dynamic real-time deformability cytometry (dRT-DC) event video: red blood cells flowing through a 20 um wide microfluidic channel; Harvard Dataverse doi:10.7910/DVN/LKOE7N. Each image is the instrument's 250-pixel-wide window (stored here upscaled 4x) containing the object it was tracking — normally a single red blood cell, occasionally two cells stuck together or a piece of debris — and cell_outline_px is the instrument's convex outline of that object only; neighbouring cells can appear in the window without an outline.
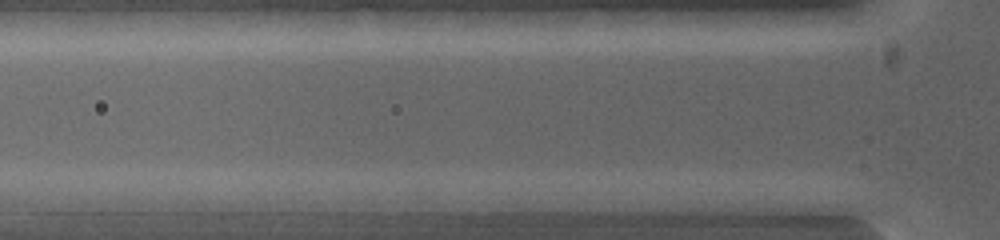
{"species": "common noctule bat (a hibernating species)", "species_latin": "Nyctalus noctula", "temperature_condition": "warm", "stored_images_in_passage": 2, "camera_frame_rate_fps": 5000, "um_per_image_px": 0.085, "animal": {"sex": "female", "body_mass_g": 19.0, "forearm_length_mm": 53.3}, "frame": {"image": 1, "passage_image": 2, "time_ms": 0.4, "image_size_px": [1000, 240], "cell_outline_px": [[600, 200], [588, 208], [576, 212], [516, 212], [492, 200], [560, 192], [576, 192]], "centroid_in_image_um": [46.69, 17.23], "position_along_channel_um": 79.1, "area_um2": 11.04}}